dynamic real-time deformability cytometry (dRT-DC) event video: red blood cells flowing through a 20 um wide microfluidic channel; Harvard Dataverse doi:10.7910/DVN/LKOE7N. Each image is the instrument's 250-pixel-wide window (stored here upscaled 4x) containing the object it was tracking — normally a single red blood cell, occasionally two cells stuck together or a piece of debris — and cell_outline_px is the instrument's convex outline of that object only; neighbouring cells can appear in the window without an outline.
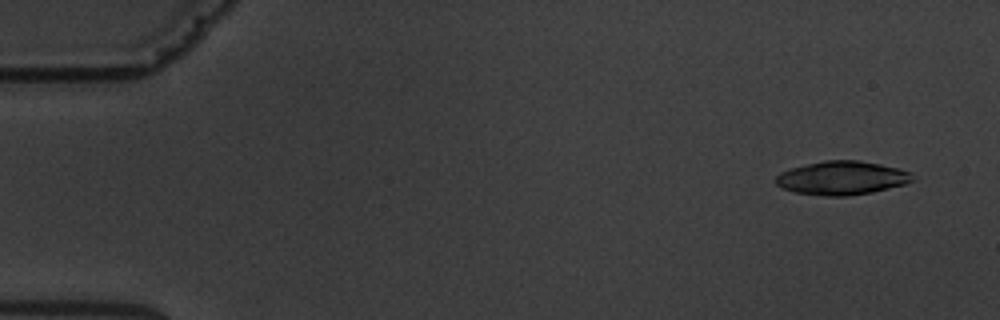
{"species": "common noctule bat (a hibernating species)", "species_latin": "Nyctalus noctula", "temperature_condition": "warm", "stored_images_in_passage": 6, "camera_frame_rate_fps": 3000, "um_per_image_px": 0.085, "animal": {"sex": "male", "body_mass_g": 19.5, "forearm_length_mm": 54.6}, "frame": {"image": 1, "passage_image": 1, "time_ms": 0.0, "image_size_px": [1000, 320], "cell_outline_px": [[916, 180], [904, 184], [872, 192], [848, 196], [824, 196], [796, 192], [780, 188], [776, 184], [776, 176], [780, 172], [804, 164], [824, 160], [860, 160], [900, 168], [912, 172]], "centroid_in_image_um": [71.58, 15.12], "position_along_channel_um": 13.4, "area_um2": 27.05}}
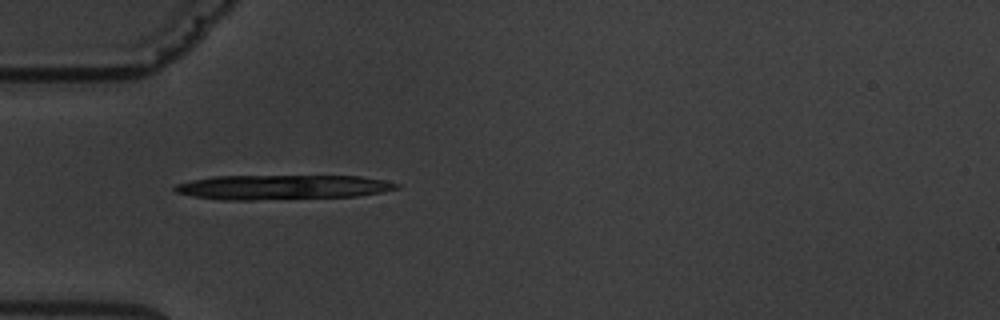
{"frame": {"image": 2, "passage_image": 5, "time_ms": 4.667, "image_size_px": [1000, 320], "cell_outline_px": [[400, 184], [396, 188], [380, 192], [356, 196], [252, 200], [220, 200], [192, 196], [176, 192], [172, 188], [176, 184], [192, 180], [212, 176], [360, 176], [384, 180]], "centroid_in_image_um": [23.93, 15.91], "position_along_channel_um": 61.1, "area_um2": 31.73}}